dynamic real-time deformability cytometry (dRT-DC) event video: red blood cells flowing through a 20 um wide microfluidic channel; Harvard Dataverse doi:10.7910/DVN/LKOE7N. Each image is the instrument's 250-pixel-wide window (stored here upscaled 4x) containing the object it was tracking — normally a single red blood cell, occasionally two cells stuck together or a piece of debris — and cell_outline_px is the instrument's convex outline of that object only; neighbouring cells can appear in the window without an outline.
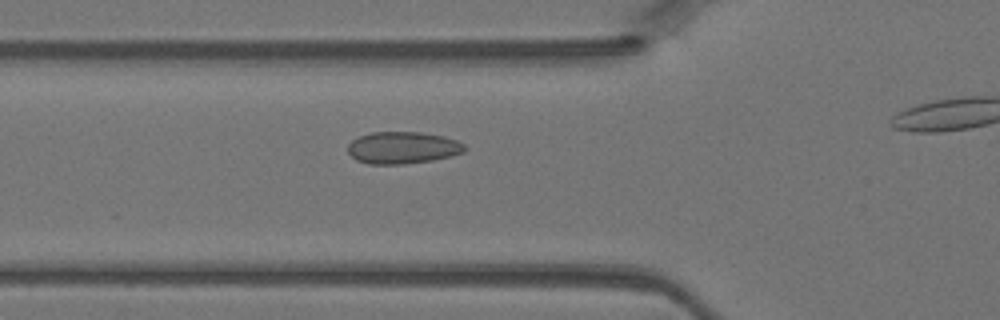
{"species": "Egyptian fruit bat (a non-hibernating species)", "species_latin": "Rousettus aegyptiacus", "temperature_condition": "warm", "stored_images_in_passage": 24, "camera_frame_rate_fps": 3000, "um_per_image_px": 0.085, "animal": {"sex": "female"}, "frame": {"image": 1, "passage_image": 3, "time_ms": 0.667, "image_size_px": [1000, 320], "cell_outline_px": [[468, 148], [464, 152], [452, 156], [432, 160], [404, 164], [368, 164], [356, 160], [348, 152], [348, 144], [352, 140], [360, 136], [372, 132], [420, 132], [444, 136], [456, 140], [464, 144]], "centroid_in_image_um": [34.25, 12.56], "position_along_channel_um": 91.6, "area_um2": 21.91}}
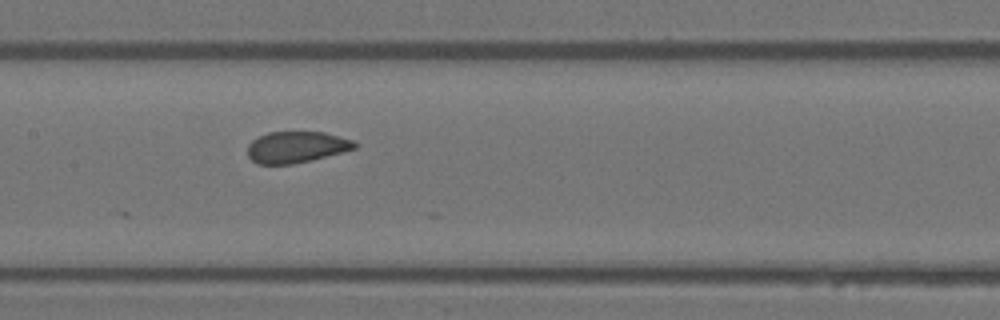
{"frame": {"image": 2, "passage_image": 9, "time_ms": 2.667, "image_size_px": [1000, 320], "cell_outline_px": [[356, 148], [312, 160], [292, 164], [256, 164], [248, 156], [248, 144], [252, 140], [268, 132], [324, 132], [352, 140], [356, 144]], "centroid_in_image_um": [25.16, 12.51], "position_along_channel_um": 182.2, "area_um2": 19.42}}
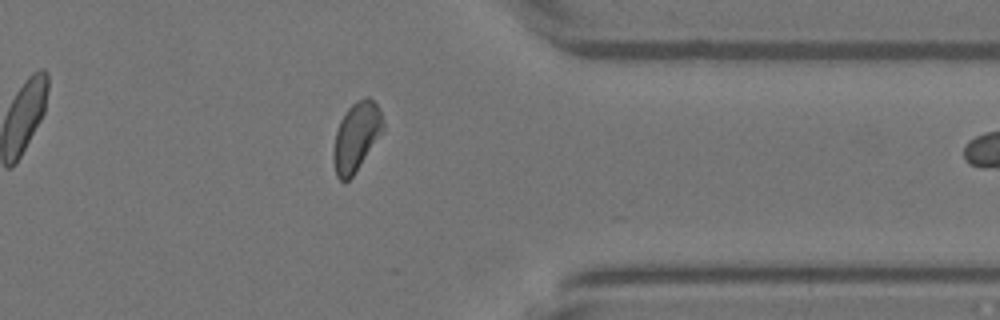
{"frame": {"image": 3, "passage_image": 23, "time_ms": 7.333, "image_size_px": [1000, 320], "cell_outline_px": [[384, 132], [352, 176], [344, 184], [336, 176], [332, 160], [332, 152], [336, 132], [340, 120], [348, 108], [356, 100], [368, 96], [376, 104], [380, 112], [384, 124]], "centroid_in_image_um": [30.27, 11.65], "position_along_channel_um": 381.1, "area_um2": 20.11}}